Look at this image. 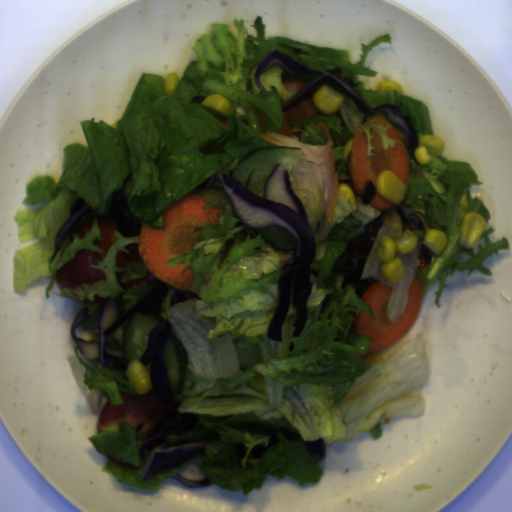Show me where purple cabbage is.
Instances as JSON below:
<instances>
[{"instance_id": "purple-cabbage-1", "label": "purple cabbage", "mask_w": 512, "mask_h": 512, "mask_svg": "<svg viewBox=\"0 0 512 512\" xmlns=\"http://www.w3.org/2000/svg\"><path fill=\"white\" fill-rule=\"evenodd\" d=\"M215 181L221 182L234 214L247 228L278 226L294 238L296 247L278 276L277 305L267 338L282 342V327L290 305L296 309L292 337H300L308 319L311 275L318 277L319 271L311 268L316 241L304 205L292 188L289 169L283 164L274 167L263 185L262 197L229 174H214L200 188L211 187Z\"/></svg>"}, {"instance_id": "purple-cabbage-2", "label": "purple cabbage", "mask_w": 512, "mask_h": 512, "mask_svg": "<svg viewBox=\"0 0 512 512\" xmlns=\"http://www.w3.org/2000/svg\"><path fill=\"white\" fill-rule=\"evenodd\" d=\"M272 66L283 68L291 75H317L320 76L310 83L302 87L296 94V90L292 97L281 104L280 109L283 113L291 110L292 108L300 105L308 99H313L314 94L323 85L327 84L338 93L344 95V98L349 99L355 108L363 114V124L368 121V117L384 113L389 120L396 126L401 127L404 137L406 139L407 148L409 153L417 165L418 163L414 152L419 146L418 132L412 122L411 115H405L402 108L397 104L380 105L377 107L371 106L356 90L354 87L357 85L349 78H341L338 75L343 73V70L336 69L333 71H313L310 68L296 63L285 53L280 50H272L267 54L262 61L258 64L254 72V81L256 86L263 92L265 89L259 79L260 75Z\"/></svg>"}, {"instance_id": "purple-cabbage-3", "label": "purple cabbage", "mask_w": 512, "mask_h": 512, "mask_svg": "<svg viewBox=\"0 0 512 512\" xmlns=\"http://www.w3.org/2000/svg\"><path fill=\"white\" fill-rule=\"evenodd\" d=\"M155 288L139 300L127 312L120 313L115 301L104 302L98 322V341L83 340L76 336L75 330L85 320L90 310L89 307L81 308L76 314L70 327V336L73 343L77 344L82 356L90 361H98L101 366L115 371L127 369V362L123 350L108 348L106 340L119 330L121 325L135 314H152L153 317L161 316L165 298L169 289L168 284L157 281Z\"/></svg>"}, {"instance_id": "purple-cabbage-4", "label": "purple cabbage", "mask_w": 512, "mask_h": 512, "mask_svg": "<svg viewBox=\"0 0 512 512\" xmlns=\"http://www.w3.org/2000/svg\"><path fill=\"white\" fill-rule=\"evenodd\" d=\"M197 416L187 413H177L175 419H167L156 429L155 435L148 438L140 447L139 453L142 461V483L151 479L158 473L172 470L197 455L205 457L206 444L221 440L219 434L210 440H180L163 447L167 435H180L194 430Z\"/></svg>"}, {"instance_id": "purple-cabbage-5", "label": "purple cabbage", "mask_w": 512, "mask_h": 512, "mask_svg": "<svg viewBox=\"0 0 512 512\" xmlns=\"http://www.w3.org/2000/svg\"><path fill=\"white\" fill-rule=\"evenodd\" d=\"M385 215L374 217L364 226V232L347 242L346 250L337 258L331 272H343L342 288L350 283L355 295L362 299L364 292L377 280L361 278L362 272L383 225Z\"/></svg>"}, {"instance_id": "purple-cabbage-6", "label": "purple cabbage", "mask_w": 512, "mask_h": 512, "mask_svg": "<svg viewBox=\"0 0 512 512\" xmlns=\"http://www.w3.org/2000/svg\"><path fill=\"white\" fill-rule=\"evenodd\" d=\"M165 319V318H164ZM175 334L171 323L165 319L149 332L146 349L140 359L150 366L149 377L155 396L161 404L169 406L174 398L165 361V347L173 341Z\"/></svg>"}, {"instance_id": "purple-cabbage-7", "label": "purple cabbage", "mask_w": 512, "mask_h": 512, "mask_svg": "<svg viewBox=\"0 0 512 512\" xmlns=\"http://www.w3.org/2000/svg\"><path fill=\"white\" fill-rule=\"evenodd\" d=\"M131 178V173L123 180L119 191H112L109 212L118 232L124 238H139L143 223H136L132 218L125 216L123 210L128 206L125 197V187Z\"/></svg>"}, {"instance_id": "purple-cabbage-8", "label": "purple cabbage", "mask_w": 512, "mask_h": 512, "mask_svg": "<svg viewBox=\"0 0 512 512\" xmlns=\"http://www.w3.org/2000/svg\"><path fill=\"white\" fill-rule=\"evenodd\" d=\"M99 217H101V215H95L92 205L79 196L69 209V218L60 226L56 233L52 261L62 248L67 237L72 235L76 227L90 219L98 220Z\"/></svg>"}, {"instance_id": "purple-cabbage-9", "label": "purple cabbage", "mask_w": 512, "mask_h": 512, "mask_svg": "<svg viewBox=\"0 0 512 512\" xmlns=\"http://www.w3.org/2000/svg\"><path fill=\"white\" fill-rule=\"evenodd\" d=\"M393 210H396L400 216L401 220V228L403 232L409 231H418V230H426L425 225L418 214L411 213V214H405L403 208L399 206H393Z\"/></svg>"}, {"instance_id": "purple-cabbage-10", "label": "purple cabbage", "mask_w": 512, "mask_h": 512, "mask_svg": "<svg viewBox=\"0 0 512 512\" xmlns=\"http://www.w3.org/2000/svg\"><path fill=\"white\" fill-rule=\"evenodd\" d=\"M264 434L270 436V441L268 445H256L253 449H251L250 455L255 459L262 457L267 450L277 444L280 440L274 426L267 427Z\"/></svg>"}, {"instance_id": "purple-cabbage-11", "label": "purple cabbage", "mask_w": 512, "mask_h": 512, "mask_svg": "<svg viewBox=\"0 0 512 512\" xmlns=\"http://www.w3.org/2000/svg\"><path fill=\"white\" fill-rule=\"evenodd\" d=\"M377 189L373 180L366 181L361 193L360 201L365 206L370 204L374 196L376 195Z\"/></svg>"}, {"instance_id": "purple-cabbage-12", "label": "purple cabbage", "mask_w": 512, "mask_h": 512, "mask_svg": "<svg viewBox=\"0 0 512 512\" xmlns=\"http://www.w3.org/2000/svg\"><path fill=\"white\" fill-rule=\"evenodd\" d=\"M176 481H178L180 484L182 485H185L187 487H190V488H200V487H205V486H210L212 483V481L206 477L200 481H191L189 480L188 478L186 477H183L181 475H179L178 473L175 475V476H172Z\"/></svg>"}, {"instance_id": "purple-cabbage-13", "label": "purple cabbage", "mask_w": 512, "mask_h": 512, "mask_svg": "<svg viewBox=\"0 0 512 512\" xmlns=\"http://www.w3.org/2000/svg\"><path fill=\"white\" fill-rule=\"evenodd\" d=\"M192 299H201L200 296L197 293H194L191 289L190 291H181L177 290L171 300V305H177L181 302L192 300Z\"/></svg>"}, {"instance_id": "purple-cabbage-14", "label": "purple cabbage", "mask_w": 512, "mask_h": 512, "mask_svg": "<svg viewBox=\"0 0 512 512\" xmlns=\"http://www.w3.org/2000/svg\"><path fill=\"white\" fill-rule=\"evenodd\" d=\"M305 448L308 452L313 454L325 456L326 446L324 439H318L317 441L306 442Z\"/></svg>"}, {"instance_id": "purple-cabbage-15", "label": "purple cabbage", "mask_w": 512, "mask_h": 512, "mask_svg": "<svg viewBox=\"0 0 512 512\" xmlns=\"http://www.w3.org/2000/svg\"><path fill=\"white\" fill-rule=\"evenodd\" d=\"M245 445L244 444H237L235 445V450L237 452L236 456L238 457H244L245 454H246V451L244 449Z\"/></svg>"}, {"instance_id": "purple-cabbage-16", "label": "purple cabbage", "mask_w": 512, "mask_h": 512, "mask_svg": "<svg viewBox=\"0 0 512 512\" xmlns=\"http://www.w3.org/2000/svg\"><path fill=\"white\" fill-rule=\"evenodd\" d=\"M280 430L283 433V437L284 438H287L289 441H292V439H293L292 433L293 432L288 427L284 426Z\"/></svg>"}, {"instance_id": "purple-cabbage-17", "label": "purple cabbage", "mask_w": 512, "mask_h": 512, "mask_svg": "<svg viewBox=\"0 0 512 512\" xmlns=\"http://www.w3.org/2000/svg\"><path fill=\"white\" fill-rule=\"evenodd\" d=\"M427 252H431V250L426 246V244L424 243L421 247V253L424 254L425 258L431 263L432 261V256L430 254H428Z\"/></svg>"}, {"instance_id": "purple-cabbage-18", "label": "purple cabbage", "mask_w": 512, "mask_h": 512, "mask_svg": "<svg viewBox=\"0 0 512 512\" xmlns=\"http://www.w3.org/2000/svg\"><path fill=\"white\" fill-rule=\"evenodd\" d=\"M206 98L207 97H205L204 95L203 96H197V97H193L190 102H192V103H200L201 104Z\"/></svg>"}, {"instance_id": "purple-cabbage-19", "label": "purple cabbage", "mask_w": 512, "mask_h": 512, "mask_svg": "<svg viewBox=\"0 0 512 512\" xmlns=\"http://www.w3.org/2000/svg\"><path fill=\"white\" fill-rule=\"evenodd\" d=\"M340 183H346L348 184L349 186L350 185H353L351 179H337V184L339 185Z\"/></svg>"}]
</instances>
